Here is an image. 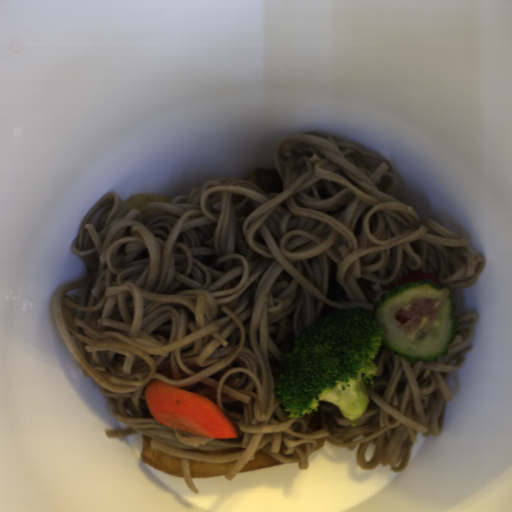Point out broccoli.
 <instances>
[{"instance_id": "obj_1", "label": "broccoli", "mask_w": 512, "mask_h": 512, "mask_svg": "<svg viewBox=\"0 0 512 512\" xmlns=\"http://www.w3.org/2000/svg\"><path fill=\"white\" fill-rule=\"evenodd\" d=\"M385 336L366 308L337 310L334 316L312 320L293 339V350L282 355L287 367L273 393L281 396L287 419L318 411L320 401L336 404L352 426L368 408Z\"/></svg>"}]
</instances>
